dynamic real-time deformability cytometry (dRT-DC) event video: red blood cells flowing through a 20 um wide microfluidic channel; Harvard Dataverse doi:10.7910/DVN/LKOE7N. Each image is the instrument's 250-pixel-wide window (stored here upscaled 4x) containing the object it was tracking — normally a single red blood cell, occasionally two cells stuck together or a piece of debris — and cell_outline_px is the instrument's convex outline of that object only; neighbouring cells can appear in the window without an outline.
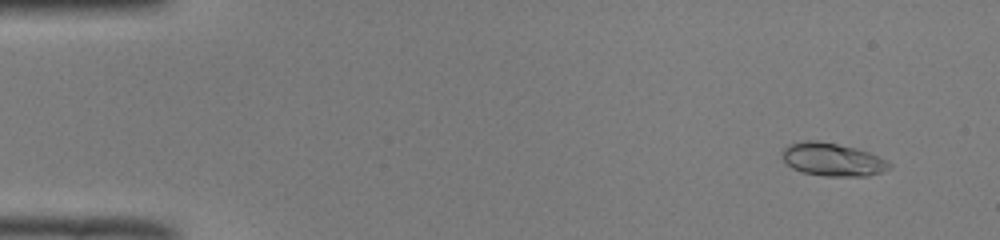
{"species": "common noctule bat (a hibernating species)", "species_latin": "Nyctalus noctula", "temperature_condition": "room temperature", "stored_images_in_passage": 51, "camera_frame_rate_fps": 3000, "um_per_image_px": 0.085, "animal": {"sex": "male", "body_mass_g": 19.0, "forearm_length_mm": 50.8}, "frame": {"image": 1, "passage_image": 4, "time_ms": 1.0, "image_size_px": [1000, 240], "cell_outline_px": [[892, 168], [868, 176], [824, 176], [800, 172], [792, 168], [780, 156], [780, 152], [788, 144], [804, 140], [816, 140], [856, 148], [868, 152], [892, 164]], "centroid_in_image_um": [70.71, 13.56], "position_along_channel_um": 14.3, "area_um2": 20.69}}
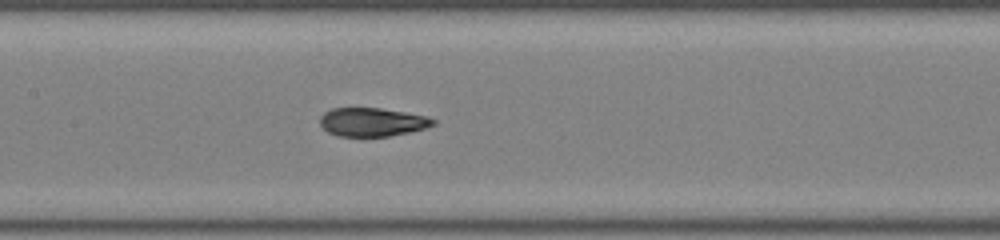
{"frame": {"image": 2, "passage_image": 25, "time_ms": 8.0, "image_size_px": [1000, 240], "cell_outline_px": [[436, 124], [424, 128], [408, 132], [388, 136], [336, 136], [328, 132], [320, 124], [320, 116], [324, 112], [332, 108], [380, 108], [428, 116], [436, 120]], "centroid_in_image_um": [31.63, 10.37], "position_along_channel_um": 175.8, "area_um2": 18.79}}
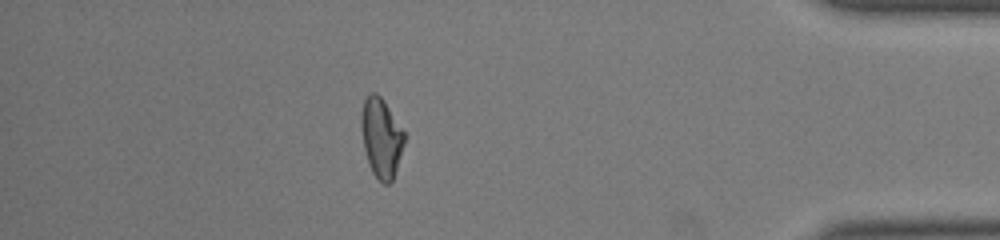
{"frame": {"image": 3, "passage_image": 45, "time_ms": 14.667, "image_size_px": [1000, 240], "cell_outline_px": [[404, 144], [392, 180], [388, 184], [384, 184], [372, 172], [368, 164], [364, 148], [360, 124], [360, 116], [364, 100], [368, 92], [376, 92], [384, 100], [404, 132]], "centroid_in_image_um": [32.38, 11.66], "position_along_channel_um": 402.8, "area_um2": 19.83}, "authors_computed_cell_mechanics": {"area_um2": 19.9988, "velocity_mm_per_s": 4.005, "shape_relaxation_time_tau1_ms": 7.7367, "shape_relaxation_time_tau2_ms": 0.7628, "deformation_change_tau1": 0.2405, "deformation_change_tau2": 0.0403}}